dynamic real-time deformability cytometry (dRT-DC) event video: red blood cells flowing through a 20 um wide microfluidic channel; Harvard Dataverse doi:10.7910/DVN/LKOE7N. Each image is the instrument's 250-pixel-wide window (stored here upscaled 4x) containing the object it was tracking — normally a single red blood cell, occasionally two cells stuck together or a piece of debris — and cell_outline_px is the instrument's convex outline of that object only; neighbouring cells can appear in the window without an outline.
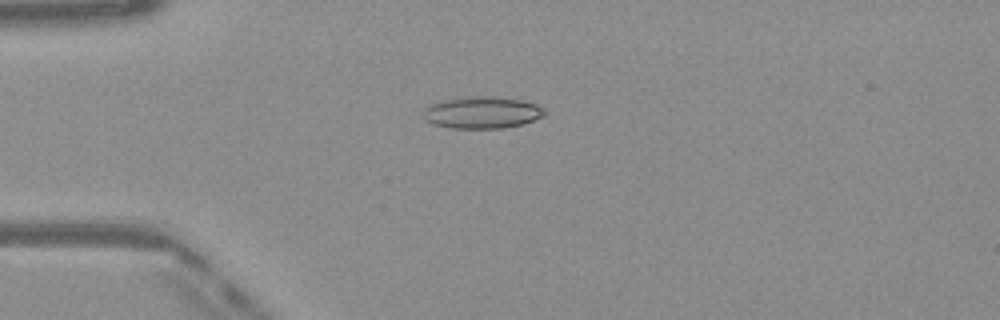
{"species": "Egyptian fruit bat (a non-hibernating species)", "species_latin": "Rousettus aegyptiacus", "temperature_condition": "warm", "stored_images_in_passage": 50, "camera_frame_rate_fps": 3000, "um_per_image_px": 0.085, "frame": {"image": 1, "passage_image": 13, "time_ms": 4.0, "image_size_px": [1000, 320], "cell_outline_px": [[548, 112], [544, 116], [524, 124], [504, 128], [452, 128], [432, 124], [424, 120], [424, 108], [432, 104], [448, 100], [480, 96], [492, 96], [520, 100], [536, 104], [544, 108]], "centroid_in_image_um": [41.03, 9.58], "position_along_channel_um": 44.0, "area_um2": 22.37}}
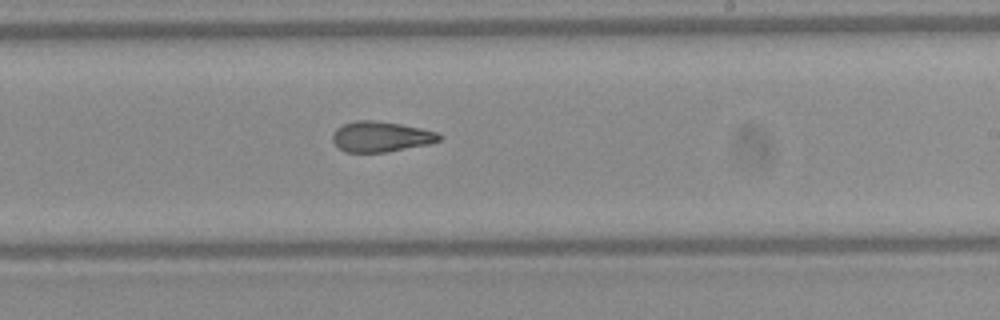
{"frame": {"image": 2, "passage_image": 30, "time_ms": 9.667, "image_size_px": [1000, 320], "cell_outline_px": [[440, 140], [428, 144], [384, 152], [344, 152], [332, 140], [332, 132], [336, 128], [344, 124], [356, 120], [372, 120], [400, 124], [420, 128], [436, 132], [440, 136]], "centroid_in_image_um": [32.32, 11.61], "position_along_channel_um": 256.7, "area_um2": 18.67}}
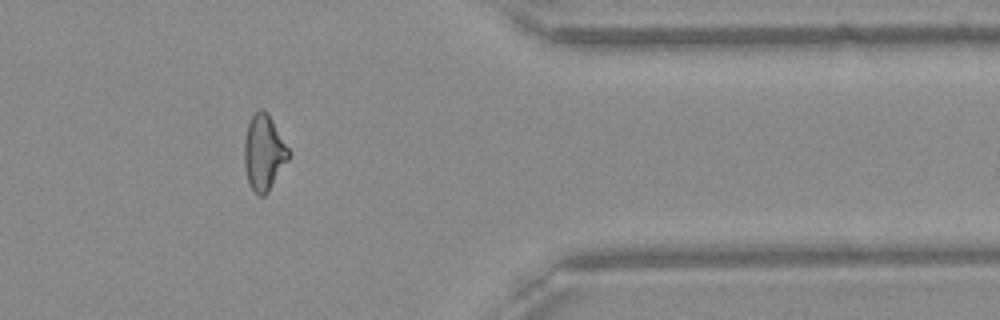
{"frame": {"image": 3, "passage_image": 41, "time_ms": 13.333, "image_size_px": [1000, 320], "cell_outline_px": [[288, 160], [268, 192], [264, 196], [260, 196], [248, 184], [244, 164], [244, 140], [248, 124], [252, 116], [260, 108], [264, 108], [268, 112], [288, 148]], "centroid_in_image_um": [22.4, 12.96], "position_along_channel_um": 389.0, "area_um2": 19.36}, "authors_computed_cell_mechanics": {"area_um2": 20.0855, "velocity_mm_per_s": 4.1138, "shape_relaxation_time_tau1_ms": null, "shape_relaxation_time_tau2_ms": 2.7371, "deformation_change_tau1": null, "deformation_change_tau2": 0.1167}}